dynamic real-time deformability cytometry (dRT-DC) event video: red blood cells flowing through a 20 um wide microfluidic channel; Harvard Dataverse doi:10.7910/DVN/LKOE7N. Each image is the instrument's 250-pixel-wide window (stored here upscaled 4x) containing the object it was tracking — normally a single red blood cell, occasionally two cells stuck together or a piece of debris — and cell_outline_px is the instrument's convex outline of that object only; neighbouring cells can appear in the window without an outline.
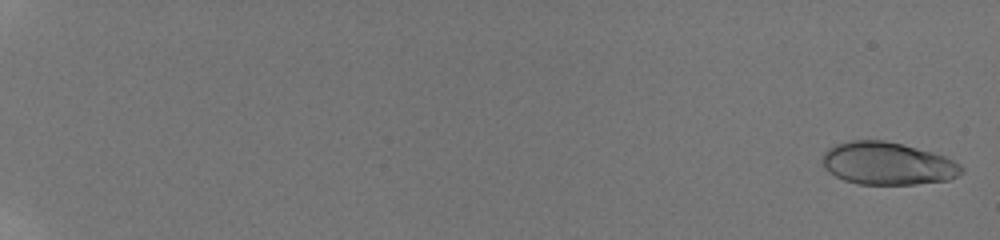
{"species": "human", "species_latin": "Homo sapiens", "temperature_condition": "room temperature", "stored_images_in_passage": 49, "camera_frame_rate_fps": 3000, "um_per_image_px": 0.085, "donor": {"sex": "male"}, "frame": {"image": 1, "passage_image": 3, "time_ms": 0.333, "image_size_px": [1000, 240], "cell_outline_px": [[964, 172], [948, 180], [916, 184], [856, 184], [844, 180], [828, 172], [824, 168], [824, 152], [828, 148], [836, 144], [852, 140], [884, 140], [932, 152], [944, 156], [960, 164], [964, 168]], "centroid_in_image_um": [75.44, 13.9], "position_along_channel_um": 9.6, "area_um2": 34.39}}
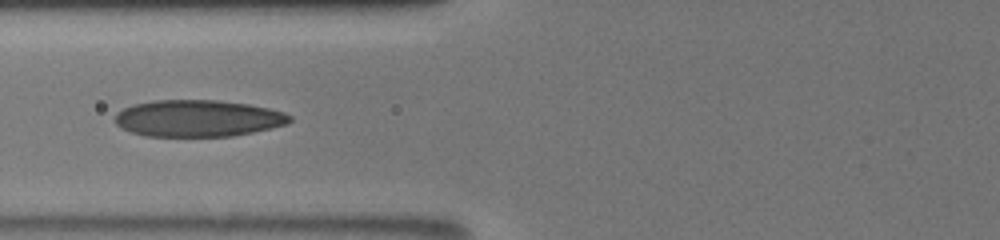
{"frame": {"image": 2, "passage_image": 28, "time_ms": 9.0, "image_size_px": [1000, 240], "cell_outline_px": [[292, 120], [288, 124], [272, 128], [232, 136], [144, 136], [120, 128], [116, 124], [116, 112], [132, 104], [156, 100], [216, 100], [248, 104], [268, 108], [284, 112], [292, 116]], "centroid_in_image_um": [16.83, 10.06], "position_along_channel_um": 109.0, "area_um2": 37.51}}
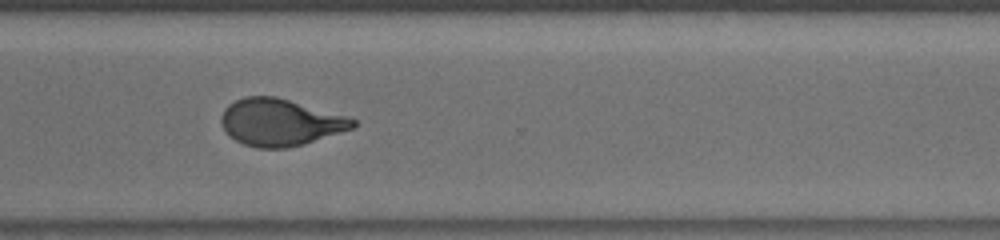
{"frame": {"image": 3, "passage_image": 48, "time_ms": 15.0, "image_size_px": [1000, 240], "cell_outline_px": [[356, 124], [352, 128], [304, 144], [284, 148], [256, 148], [244, 144], [228, 136], [220, 120], [220, 116], [224, 108], [228, 104], [244, 96], [276, 96], [348, 116], [356, 120]], "centroid_in_image_um": [23.78, 10.38], "position_along_channel_um": 346.8, "area_um2": 36.07}}